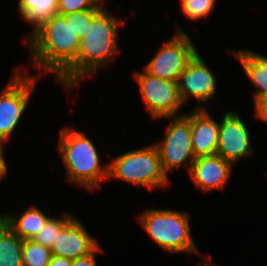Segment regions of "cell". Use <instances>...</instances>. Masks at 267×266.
Listing matches in <instances>:
<instances>
[{
	"label": "cell",
	"instance_id": "1",
	"mask_svg": "<svg viewBox=\"0 0 267 266\" xmlns=\"http://www.w3.org/2000/svg\"><path fill=\"white\" fill-rule=\"evenodd\" d=\"M107 10L103 8L92 19L80 40L76 61L57 79L66 90L73 91L81 80L103 68L118 53V27L125 25V20L117 19Z\"/></svg>",
	"mask_w": 267,
	"mask_h": 266
},
{
	"label": "cell",
	"instance_id": "2",
	"mask_svg": "<svg viewBox=\"0 0 267 266\" xmlns=\"http://www.w3.org/2000/svg\"><path fill=\"white\" fill-rule=\"evenodd\" d=\"M27 39L30 62L41 71L55 73L56 79L77 59L80 39L65 15L56 14L29 33Z\"/></svg>",
	"mask_w": 267,
	"mask_h": 266
},
{
	"label": "cell",
	"instance_id": "3",
	"mask_svg": "<svg viewBox=\"0 0 267 266\" xmlns=\"http://www.w3.org/2000/svg\"><path fill=\"white\" fill-rule=\"evenodd\" d=\"M57 148L71 184L93 191L100 190L101 181L108 180V163L102 166L97 148L85 132L62 127Z\"/></svg>",
	"mask_w": 267,
	"mask_h": 266
},
{
	"label": "cell",
	"instance_id": "4",
	"mask_svg": "<svg viewBox=\"0 0 267 266\" xmlns=\"http://www.w3.org/2000/svg\"><path fill=\"white\" fill-rule=\"evenodd\" d=\"M138 221L163 250L169 253H200L190 234L187 212L151 208L138 215Z\"/></svg>",
	"mask_w": 267,
	"mask_h": 266
},
{
	"label": "cell",
	"instance_id": "5",
	"mask_svg": "<svg viewBox=\"0 0 267 266\" xmlns=\"http://www.w3.org/2000/svg\"><path fill=\"white\" fill-rule=\"evenodd\" d=\"M157 147L153 144L127 151L108 162V180L117 178L150 191L167 186Z\"/></svg>",
	"mask_w": 267,
	"mask_h": 266
},
{
	"label": "cell",
	"instance_id": "6",
	"mask_svg": "<svg viewBox=\"0 0 267 266\" xmlns=\"http://www.w3.org/2000/svg\"><path fill=\"white\" fill-rule=\"evenodd\" d=\"M41 75H27L16 71L0 93V142L7 143L15 131Z\"/></svg>",
	"mask_w": 267,
	"mask_h": 266
},
{
	"label": "cell",
	"instance_id": "7",
	"mask_svg": "<svg viewBox=\"0 0 267 266\" xmlns=\"http://www.w3.org/2000/svg\"><path fill=\"white\" fill-rule=\"evenodd\" d=\"M176 34L170 40H164L161 49L144 66V71L152 76L178 81L189 61L198 52L191 38L179 24Z\"/></svg>",
	"mask_w": 267,
	"mask_h": 266
},
{
	"label": "cell",
	"instance_id": "8",
	"mask_svg": "<svg viewBox=\"0 0 267 266\" xmlns=\"http://www.w3.org/2000/svg\"><path fill=\"white\" fill-rule=\"evenodd\" d=\"M165 118H171V121L165 131L164 139L154 143L160 155L163 172L167 175L172 169L189 162L187 166L189 173L195 160L191 141V120L186 114Z\"/></svg>",
	"mask_w": 267,
	"mask_h": 266
},
{
	"label": "cell",
	"instance_id": "9",
	"mask_svg": "<svg viewBox=\"0 0 267 266\" xmlns=\"http://www.w3.org/2000/svg\"><path fill=\"white\" fill-rule=\"evenodd\" d=\"M134 78L140 87V95L149 109L152 118L180 116L182 107L178 82L152 76L144 70L135 71Z\"/></svg>",
	"mask_w": 267,
	"mask_h": 266
},
{
	"label": "cell",
	"instance_id": "10",
	"mask_svg": "<svg viewBox=\"0 0 267 266\" xmlns=\"http://www.w3.org/2000/svg\"><path fill=\"white\" fill-rule=\"evenodd\" d=\"M249 130L241 117L233 111H227L219 123V140L216 155L233 165L241 158L252 156Z\"/></svg>",
	"mask_w": 267,
	"mask_h": 266
},
{
	"label": "cell",
	"instance_id": "11",
	"mask_svg": "<svg viewBox=\"0 0 267 266\" xmlns=\"http://www.w3.org/2000/svg\"><path fill=\"white\" fill-rule=\"evenodd\" d=\"M178 89L183 103L191 96L198 103L214 99L216 78L197 52L178 78Z\"/></svg>",
	"mask_w": 267,
	"mask_h": 266
},
{
	"label": "cell",
	"instance_id": "12",
	"mask_svg": "<svg viewBox=\"0 0 267 266\" xmlns=\"http://www.w3.org/2000/svg\"><path fill=\"white\" fill-rule=\"evenodd\" d=\"M99 245L84 225L73 217L59 233L50 250L52 255L76 259L88 255Z\"/></svg>",
	"mask_w": 267,
	"mask_h": 266
},
{
	"label": "cell",
	"instance_id": "13",
	"mask_svg": "<svg viewBox=\"0 0 267 266\" xmlns=\"http://www.w3.org/2000/svg\"><path fill=\"white\" fill-rule=\"evenodd\" d=\"M233 164L219 155L195 158L189 171L197 188L204 192L222 189L232 174Z\"/></svg>",
	"mask_w": 267,
	"mask_h": 266
},
{
	"label": "cell",
	"instance_id": "14",
	"mask_svg": "<svg viewBox=\"0 0 267 266\" xmlns=\"http://www.w3.org/2000/svg\"><path fill=\"white\" fill-rule=\"evenodd\" d=\"M186 114L191 120V141L195 158L214 156L219 140V122L210 116L204 107Z\"/></svg>",
	"mask_w": 267,
	"mask_h": 266
},
{
	"label": "cell",
	"instance_id": "15",
	"mask_svg": "<svg viewBox=\"0 0 267 266\" xmlns=\"http://www.w3.org/2000/svg\"><path fill=\"white\" fill-rule=\"evenodd\" d=\"M240 61L245 74L250 78L256 91L253 92L254 102L267 95V57L251 50H234L231 52Z\"/></svg>",
	"mask_w": 267,
	"mask_h": 266
},
{
	"label": "cell",
	"instance_id": "16",
	"mask_svg": "<svg viewBox=\"0 0 267 266\" xmlns=\"http://www.w3.org/2000/svg\"><path fill=\"white\" fill-rule=\"evenodd\" d=\"M49 217L36 206H30L18 215L7 213L0 216L7 226L23 240L34 238Z\"/></svg>",
	"mask_w": 267,
	"mask_h": 266
},
{
	"label": "cell",
	"instance_id": "17",
	"mask_svg": "<svg viewBox=\"0 0 267 266\" xmlns=\"http://www.w3.org/2000/svg\"><path fill=\"white\" fill-rule=\"evenodd\" d=\"M19 14L33 25L31 34L47 20L58 14V0H19Z\"/></svg>",
	"mask_w": 267,
	"mask_h": 266
},
{
	"label": "cell",
	"instance_id": "18",
	"mask_svg": "<svg viewBox=\"0 0 267 266\" xmlns=\"http://www.w3.org/2000/svg\"><path fill=\"white\" fill-rule=\"evenodd\" d=\"M23 242L0 218V266H23Z\"/></svg>",
	"mask_w": 267,
	"mask_h": 266
},
{
	"label": "cell",
	"instance_id": "19",
	"mask_svg": "<svg viewBox=\"0 0 267 266\" xmlns=\"http://www.w3.org/2000/svg\"><path fill=\"white\" fill-rule=\"evenodd\" d=\"M52 257L49 247L32 239L24 240L22 250L23 266H47Z\"/></svg>",
	"mask_w": 267,
	"mask_h": 266
},
{
	"label": "cell",
	"instance_id": "20",
	"mask_svg": "<svg viewBox=\"0 0 267 266\" xmlns=\"http://www.w3.org/2000/svg\"><path fill=\"white\" fill-rule=\"evenodd\" d=\"M62 217V218H61ZM60 218L49 217L44 226L38 234L32 238L33 241L42 244L43 246L51 248L57 233L74 217L72 214H64Z\"/></svg>",
	"mask_w": 267,
	"mask_h": 266
},
{
	"label": "cell",
	"instance_id": "21",
	"mask_svg": "<svg viewBox=\"0 0 267 266\" xmlns=\"http://www.w3.org/2000/svg\"><path fill=\"white\" fill-rule=\"evenodd\" d=\"M217 0H181V10L190 20L208 17L216 5Z\"/></svg>",
	"mask_w": 267,
	"mask_h": 266
},
{
	"label": "cell",
	"instance_id": "22",
	"mask_svg": "<svg viewBox=\"0 0 267 266\" xmlns=\"http://www.w3.org/2000/svg\"><path fill=\"white\" fill-rule=\"evenodd\" d=\"M102 9H89L81 12H74L65 15L67 20H71V26L74 33L81 40L82 37L87 33L89 26L91 25L92 19L101 11Z\"/></svg>",
	"mask_w": 267,
	"mask_h": 266
},
{
	"label": "cell",
	"instance_id": "23",
	"mask_svg": "<svg viewBox=\"0 0 267 266\" xmlns=\"http://www.w3.org/2000/svg\"><path fill=\"white\" fill-rule=\"evenodd\" d=\"M89 9H103L95 6L91 0H58V14L67 15Z\"/></svg>",
	"mask_w": 267,
	"mask_h": 266
},
{
	"label": "cell",
	"instance_id": "24",
	"mask_svg": "<svg viewBox=\"0 0 267 266\" xmlns=\"http://www.w3.org/2000/svg\"><path fill=\"white\" fill-rule=\"evenodd\" d=\"M103 249L98 245L92 252L88 255L78 257L72 260V266H97L96 263V253L103 252Z\"/></svg>",
	"mask_w": 267,
	"mask_h": 266
},
{
	"label": "cell",
	"instance_id": "25",
	"mask_svg": "<svg viewBox=\"0 0 267 266\" xmlns=\"http://www.w3.org/2000/svg\"><path fill=\"white\" fill-rule=\"evenodd\" d=\"M254 107V117L261 120L262 122H267V95L258 98L254 102Z\"/></svg>",
	"mask_w": 267,
	"mask_h": 266
},
{
	"label": "cell",
	"instance_id": "26",
	"mask_svg": "<svg viewBox=\"0 0 267 266\" xmlns=\"http://www.w3.org/2000/svg\"><path fill=\"white\" fill-rule=\"evenodd\" d=\"M47 266H72V260L52 255L50 262Z\"/></svg>",
	"mask_w": 267,
	"mask_h": 266
},
{
	"label": "cell",
	"instance_id": "27",
	"mask_svg": "<svg viewBox=\"0 0 267 266\" xmlns=\"http://www.w3.org/2000/svg\"><path fill=\"white\" fill-rule=\"evenodd\" d=\"M5 143L0 142V180L7 177V164L4 158V147Z\"/></svg>",
	"mask_w": 267,
	"mask_h": 266
},
{
	"label": "cell",
	"instance_id": "28",
	"mask_svg": "<svg viewBox=\"0 0 267 266\" xmlns=\"http://www.w3.org/2000/svg\"><path fill=\"white\" fill-rule=\"evenodd\" d=\"M91 1L94 3L95 6H98L101 8H106L103 4V3H105L104 0H91Z\"/></svg>",
	"mask_w": 267,
	"mask_h": 266
}]
</instances>
